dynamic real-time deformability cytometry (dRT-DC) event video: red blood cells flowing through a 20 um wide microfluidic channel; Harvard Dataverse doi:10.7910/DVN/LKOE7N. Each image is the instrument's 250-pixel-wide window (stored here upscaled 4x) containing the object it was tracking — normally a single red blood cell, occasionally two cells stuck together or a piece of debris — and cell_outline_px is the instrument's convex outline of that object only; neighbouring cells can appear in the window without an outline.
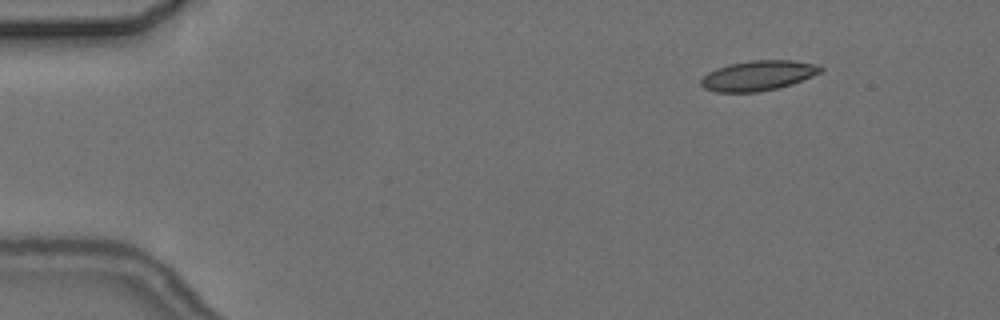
{"species": "common noctule bat (a hibernating species)", "species_latin": "Nyctalus noctula", "temperature_condition": "cold", "stored_images_in_passage": 4, "camera_frame_rate_fps": 3000, "um_per_image_px": 0.085, "animal": {"sex": "female", "body_mass_g": 24.6, "forearm_length_mm": 56.2}, "frame": {"image": 1, "passage_image": 2, "time_ms": 1.333, "image_size_px": [1000, 320], "cell_outline_px": [[824, 68], [820, 72], [812, 76], [792, 84], [776, 88], [756, 92], [716, 92], [704, 88], [700, 84], [700, 80], [708, 72], [716, 68], [728, 64], [748, 60], [792, 60], [820, 64]], "centroid_in_image_um": [64.44, 6.41], "position_along_channel_um": 20.6, "area_um2": 21.04}}